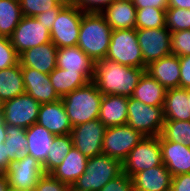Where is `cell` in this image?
Returning a JSON list of instances; mask_svg holds the SVG:
<instances>
[{"label": "cell", "mask_w": 190, "mask_h": 191, "mask_svg": "<svg viewBox=\"0 0 190 191\" xmlns=\"http://www.w3.org/2000/svg\"><path fill=\"white\" fill-rule=\"evenodd\" d=\"M146 69L130 67L109 58L94 61L92 81L102 95L131 97Z\"/></svg>", "instance_id": "obj_1"}, {"label": "cell", "mask_w": 190, "mask_h": 191, "mask_svg": "<svg viewBox=\"0 0 190 191\" xmlns=\"http://www.w3.org/2000/svg\"><path fill=\"white\" fill-rule=\"evenodd\" d=\"M112 28L101 13L84 12L77 46L93 61L106 57Z\"/></svg>", "instance_id": "obj_2"}, {"label": "cell", "mask_w": 190, "mask_h": 191, "mask_svg": "<svg viewBox=\"0 0 190 191\" xmlns=\"http://www.w3.org/2000/svg\"><path fill=\"white\" fill-rule=\"evenodd\" d=\"M103 95L93 81L61 98L72 126L99 118Z\"/></svg>", "instance_id": "obj_3"}, {"label": "cell", "mask_w": 190, "mask_h": 191, "mask_svg": "<svg viewBox=\"0 0 190 191\" xmlns=\"http://www.w3.org/2000/svg\"><path fill=\"white\" fill-rule=\"evenodd\" d=\"M122 173V163L106 154L88 158L85 172L71 186L78 191H99Z\"/></svg>", "instance_id": "obj_4"}, {"label": "cell", "mask_w": 190, "mask_h": 191, "mask_svg": "<svg viewBox=\"0 0 190 191\" xmlns=\"http://www.w3.org/2000/svg\"><path fill=\"white\" fill-rule=\"evenodd\" d=\"M128 118L126 124L144 137L160 136L165 122L163 106H150L128 97Z\"/></svg>", "instance_id": "obj_5"}, {"label": "cell", "mask_w": 190, "mask_h": 191, "mask_svg": "<svg viewBox=\"0 0 190 191\" xmlns=\"http://www.w3.org/2000/svg\"><path fill=\"white\" fill-rule=\"evenodd\" d=\"M106 58L119 64L146 69L136 29L112 30Z\"/></svg>", "instance_id": "obj_6"}, {"label": "cell", "mask_w": 190, "mask_h": 191, "mask_svg": "<svg viewBox=\"0 0 190 191\" xmlns=\"http://www.w3.org/2000/svg\"><path fill=\"white\" fill-rule=\"evenodd\" d=\"M83 13L74 4L60 10L50 31L51 41L57 48L77 46Z\"/></svg>", "instance_id": "obj_7"}, {"label": "cell", "mask_w": 190, "mask_h": 191, "mask_svg": "<svg viewBox=\"0 0 190 191\" xmlns=\"http://www.w3.org/2000/svg\"><path fill=\"white\" fill-rule=\"evenodd\" d=\"M162 154L158 137L145 136L122 162V172L130 178L141 171L162 165Z\"/></svg>", "instance_id": "obj_8"}, {"label": "cell", "mask_w": 190, "mask_h": 191, "mask_svg": "<svg viewBox=\"0 0 190 191\" xmlns=\"http://www.w3.org/2000/svg\"><path fill=\"white\" fill-rule=\"evenodd\" d=\"M144 136L126 125L107 127L105 130L102 153L119 160L121 163Z\"/></svg>", "instance_id": "obj_9"}, {"label": "cell", "mask_w": 190, "mask_h": 191, "mask_svg": "<svg viewBox=\"0 0 190 191\" xmlns=\"http://www.w3.org/2000/svg\"><path fill=\"white\" fill-rule=\"evenodd\" d=\"M40 105L24 93L1 104V117L6 125L27 129L37 123Z\"/></svg>", "instance_id": "obj_10"}, {"label": "cell", "mask_w": 190, "mask_h": 191, "mask_svg": "<svg viewBox=\"0 0 190 191\" xmlns=\"http://www.w3.org/2000/svg\"><path fill=\"white\" fill-rule=\"evenodd\" d=\"M143 62L150 63L171 55V32L165 27L156 29H136Z\"/></svg>", "instance_id": "obj_11"}, {"label": "cell", "mask_w": 190, "mask_h": 191, "mask_svg": "<svg viewBox=\"0 0 190 191\" xmlns=\"http://www.w3.org/2000/svg\"><path fill=\"white\" fill-rule=\"evenodd\" d=\"M18 55L24 51L52 42L50 32L35 17L23 16L9 37Z\"/></svg>", "instance_id": "obj_12"}, {"label": "cell", "mask_w": 190, "mask_h": 191, "mask_svg": "<svg viewBox=\"0 0 190 191\" xmlns=\"http://www.w3.org/2000/svg\"><path fill=\"white\" fill-rule=\"evenodd\" d=\"M106 128L99 119L73 126L70 133L73 146L88 158L102 154Z\"/></svg>", "instance_id": "obj_13"}, {"label": "cell", "mask_w": 190, "mask_h": 191, "mask_svg": "<svg viewBox=\"0 0 190 191\" xmlns=\"http://www.w3.org/2000/svg\"><path fill=\"white\" fill-rule=\"evenodd\" d=\"M44 174L42 164L30 155L10 161L6 169L8 184L16 189H35Z\"/></svg>", "instance_id": "obj_14"}, {"label": "cell", "mask_w": 190, "mask_h": 191, "mask_svg": "<svg viewBox=\"0 0 190 191\" xmlns=\"http://www.w3.org/2000/svg\"><path fill=\"white\" fill-rule=\"evenodd\" d=\"M21 70L25 93L32 96L40 104L53 103L61 99L51 84L49 74L30 67H21Z\"/></svg>", "instance_id": "obj_15"}, {"label": "cell", "mask_w": 190, "mask_h": 191, "mask_svg": "<svg viewBox=\"0 0 190 191\" xmlns=\"http://www.w3.org/2000/svg\"><path fill=\"white\" fill-rule=\"evenodd\" d=\"M37 123L55 136L70 134L73 127L61 99L41 104Z\"/></svg>", "instance_id": "obj_16"}, {"label": "cell", "mask_w": 190, "mask_h": 191, "mask_svg": "<svg viewBox=\"0 0 190 191\" xmlns=\"http://www.w3.org/2000/svg\"><path fill=\"white\" fill-rule=\"evenodd\" d=\"M57 49L52 42L30 48L19 55V63L21 67L50 74L57 67Z\"/></svg>", "instance_id": "obj_17"}, {"label": "cell", "mask_w": 190, "mask_h": 191, "mask_svg": "<svg viewBox=\"0 0 190 191\" xmlns=\"http://www.w3.org/2000/svg\"><path fill=\"white\" fill-rule=\"evenodd\" d=\"M162 162L172 176L190 173V147L174 143L159 136Z\"/></svg>", "instance_id": "obj_18"}, {"label": "cell", "mask_w": 190, "mask_h": 191, "mask_svg": "<svg viewBox=\"0 0 190 191\" xmlns=\"http://www.w3.org/2000/svg\"><path fill=\"white\" fill-rule=\"evenodd\" d=\"M146 73L167 90L180 87V61L177 55H169L150 63Z\"/></svg>", "instance_id": "obj_19"}, {"label": "cell", "mask_w": 190, "mask_h": 191, "mask_svg": "<svg viewBox=\"0 0 190 191\" xmlns=\"http://www.w3.org/2000/svg\"><path fill=\"white\" fill-rule=\"evenodd\" d=\"M136 12L132 0H115L101 14L112 30L136 29Z\"/></svg>", "instance_id": "obj_20"}, {"label": "cell", "mask_w": 190, "mask_h": 191, "mask_svg": "<svg viewBox=\"0 0 190 191\" xmlns=\"http://www.w3.org/2000/svg\"><path fill=\"white\" fill-rule=\"evenodd\" d=\"M172 174L164 164L134 174L132 185L143 191H171Z\"/></svg>", "instance_id": "obj_21"}, {"label": "cell", "mask_w": 190, "mask_h": 191, "mask_svg": "<svg viewBox=\"0 0 190 191\" xmlns=\"http://www.w3.org/2000/svg\"><path fill=\"white\" fill-rule=\"evenodd\" d=\"M128 97L119 95H103L100 103L99 120L106 127L126 125L128 113Z\"/></svg>", "instance_id": "obj_22"}, {"label": "cell", "mask_w": 190, "mask_h": 191, "mask_svg": "<svg viewBox=\"0 0 190 191\" xmlns=\"http://www.w3.org/2000/svg\"><path fill=\"white\" fill-rule=\"evenodd\" d=\"M87 161L88 157L83 155L73 146L62 163L50 174L59 181L72 186L73 183L85 172Z\"/></svg>", "instance_id": "obj_23"}, {"label": "cell", "mask_w": 190, "mask_h": 191, "mask_svg": "<svg viewBox=\"0 0 190 191\" xmlns=\"http://www.w3.org/2000/svg\"><path fill=\"white\" fill-rule=\"evenodd\" d=\"M57 67L71 73H94V61L78 46L58 48Z\"/></svg>", "instance_id": "obj_24"}, {"label": "cell", "mask_w": 190, "mask_h": 191, "mask_svg": "<svg viewBox=\"0 0 190 191\" xmlns=\"http://www.w3.org/2000/svg\"><path fill=\"white\" fill-rule=\"evenodd\" d=\"M165 120H190V104L187 89L177 87L166 91L163 104Z\"/></svg>", "instance_id": "obj_25"}, {"label": "cell", "mask_w": 190, "mask_h": 191, "mask_svg": "<svg viewBox=\"0 0 190 191\" xmlns=\"http://www.w3.org/2000/svg\"><path fill=\"white\" fill-rule=\"evenodd\" d=\"M55 135L38 123L26 129L27 153L41 164L46 161L47 154Z\"/></svg>", "instance_id": "obj_26"}, {"label": "cell", "mask_w": 190, "mask_h": 191, "mask_svg": "<svg viewBox=\"0 0 190 191\" xmlns=\"http://www.w3.org/2000/svg\"><path fill=\"white\" fill-rule=\"evenodd\" d=\"M51 84L60 98L92 81L93 73H71L56 67L49 74Z\"/></svg>", "instance_id": "obj_27"}, {"label": "cell", "mask_w": 190, "mask_h": 191, "mask_svg": "<svg viewBox=\"0 0 190 191\" xmlns=\"http://www.w3.org/2000/svg\"><path fill=\"white\" fill-rule=\"evenodd\" d=\"M167 89L148 73H144L131 97L150 106H163Z\"/></svg>", "instance_id": "obj_28"}, {"label": "cell", "mask_w": 190, "mask_h": 191, "mask_svg": "<svg viewBox=\"0 0 190 191\" xmlns=\"http://www.w3.org/2000/svg\"><path fill=\"white\" fill-rule=\"evenodd\" d=\"M25 93L21 65L0 70V103Z\"/></svg>", "instance_id": "obj_29"}, {"label": "cell", "mask_w": 190, "mask_h": 191, "mask_svg": "<svg viewBox=\"0 0 190 191\" xmlns=\"http://www.w3.org/2000/svg\"><path fill=\"white\" fill-rule=\"evenodd\" d=\"M22 17L19 0H0V36L10 37Z\"/></svg>", "instance_id": "obj_30"}, {"label": "cell", "mask_w": 190, "mask_h": 191, "mask_svg": "<svg viewBox=\"0 0 190 191\" xmlns=\"http://www.w3.org/2000/svg\"><path fill=\"white\" fill-rule=\"evenodd\" d=\"M72 147L73 142L70 134L55 136L46 161L42 164L45 174H50L58 167Z\"/></svg>", "instance_id": "obj_31"}, {"label": "cell", "mask_w": 190, "mask_h": 191, "mask_svg": "<svg viewBox=\"0 0 190 191\" xmlns=\"http://www.w3.org/2000/svg\"><path fill=\"white\" fill-rule=\"evenodd\" d=\"M7 138L4 141L8 150L9 162L19 160L28 155L26 129L12 125H6Z\"/></svg>", "instance_id": "obj_32"}, {"label": "cell", "mask_w": 190, "mask_h": 191, "mask_svg": "<svg viewBox=\"0 0 190 191\" xmlns=\"http://www.w3.org/2000/svg\"><path fill=\"white\" fill-rule=\"evenodd\" d=\"M160 136L166 141L190 147V120H165Z\"/></svg>", "instance_id": "obj_33"}, {"label": "cell", "mask_w": 190, "mask_h": 191, "mask_svg": "<svg viewBox=\"0 0 190 191\" xmlns=\"http://www.w3.org/2000/svg\"><path fill=\"white\" fill-rule=\"evenodd\" d=\"M166 26V9L146 7L137 9L136 29H156Z\"/></svg>", "instance_id": "obj_34"}, {"label": "cell", "mask_w": 190, "mask_h": 191, "mask_svg": "<svg viewBox=\"0 0 190 191\" xmlns=\"http://www.w3.org/2000/svg\"><path fill=\"white\" fill-rule=\"evenodd\" d=\"M166 27L171 33L190 30V9L167 8Z\"/></svg>", "instance_id": "obj_35"}, {"label": "cell", "mask_w": 190, "mask_h": 191, "mask_svg": "<svg viewBox=\"0 0 190 191\" xmlns=\"http://www.w3.org/2000/svg\"><path fill=\"white\" fill-rule=\"evenodd\" d=\"M23 16L35 17L59 5L55 0H19Z\"/></svg>", "instance_id": "obj_36"}, {"label": "cell", "mask_w": 190, "mask_h": 191, "mask_svg": "<svg viewBox=\"0 0 190 191\" xmlns=\"http://www.w3.org/2000/svg\"><path fill=\"white\" fill-rule=\"evenodd\" d=\"M171 53L178 57L190 55V30L171 33Z\"/></svg>", "instance_id": "obj_37"}, {"label": "cell", "mask_w": 190, "mask_h": 191, "mask_svg": "<svg viewBox=\"0 0 190 191\" xmlns=\"http://www.w3.org/2000/svg\"><path fill=\"white\" fill-rule=\"evenodd\" d=\"M19 63V55L12 46L9 37H0V70Z\"/></svg>", "instance_id": "obj_38"}, {"label": "cell", "mask_w": 190, "mask_h": 191, "mask_svg": "<svg viewBox=\"0 0 190 191\" xmlns=\"http://www.w3.org/2000/svg\"><path fill=\"white\" fill-rule=\"evenodd\" d=\"M69 185L54 178L51 174H44L35 187V191H67Z\"/></svg>", "instance_id": "obj_39"}, {"label": "cell", "mask_w": 190, "mask_h": 191, "mask_svg": "<svg viewBox=\"0 0 190 191\" xmlns=\"http://www.w3.org/2000/svg\"><path fill=\"white\" fill-rule=\"evenodd\" d=\"M115 0H73L76 5L83 12L101 13Z\"/></svg>", "instance_id": "obj_40"}, {"label": "cell", "mask_w": 190, "mask_h": 191, "mask_svg": "<svg viewBox=\"0 0 190 191\" xmlns=\"http://www.w3.org/2000/svg\"><path fill=\"white\" fill-rule=\"evenodd\" d=\"M132 186V179L122 172L119 176L110 180L99 191H130Z\"/></svg>", "instance_id": "obj_41"}, {"label": "cell", "mask_w": 190, "mask_h": 191, "mask_svg": "<svg viewBox=\"0 0 190 191\" xmlns=\"http://www.w3.org/2000/svg\"><path fill=\"white\" fill-rule=\"evenodd\" d=\"M180 61V87L190 88V55L179 57Z\"/></svg>", "instance_id": "obj_42"}, {"label": "cell", "mask_w": 190, "mask_h": 191, "mask_svg": "<svg viewBox=\"0 0 190 191\" xmlns=\"http://www.w3.org/2000/svg\"><path fill=\"white\" fill-rule=\"evenodd\" d=\"M63 7L64 5L59 4L57 7L52 8L51 11H46L35 16V19H37L40 23H43L44 27H46L50 32L58 13Z\"/></svg>", "instance_id": "obj_43"}, {"label": "cell", "mask_w": 190, "mask_h": 191, "mask_svg": "<svg viewBox=\"0 0 190 191\" xmlns=\"http://www.w3.org/2000/svg\"><path fill=\"white\" fill-rule=\"evenodd\" d=\"M171 191H190V173L173 176Z\"/></svg>", "instance_id": "obj_44"}, {"label": "cell", "mask_w": 190, "mask_h": 191, "mask_svg": "<svg viewBox=\"0 0 190 191\" xmlns=\"http://www.w3.org/2000/svg\"><path fill=\"white\" fill-rule=\"evenodd\" d=\"M132 2L137 9H143L146 7H154L160 9L168 8V0H132Z\"/></svg>", "instance_id": "obj_45"}, {"label": "cell", "mask_w": 190, "mask_h": 191, "mask_svg": "<svg viewBox=\"0 0 190 191\" xmlns=\"http://www.w3.org/2000/svg\"><path fill=\"white\" fill-rule=\"evenodd\" d=\"M168 8L190 9V0H168Z\"/></svg>", "instance_id": "obj_46"}, {"label": "cell", "mask_w": 190, "mask_h": 191, "mask_svg": "<svg viewBox=\"0 0 190 191\" xmlns=\"http://www.w3.org/2000/svg\"><path fill=\"white\" fill-rule=\"evenodd\" d=\"M0 163L7 169L9 165L8 150L4 143H0Z\"/></svg>", "instance_id": "obj_47"}, {"label": "cell", "mask_w": 190, "mask_h": 191, "mask_svg": "<svg viewBox=\"0 0 190 191\" xmlns=\"http://www.w3.org/2000/svg\"><path fill=\"white\" fill-rule=\"evenodd\" d=\"M5 132H6V124L3 121L2 117H0V143H4L5 139L7 138Z\"/></svg>", "instance_id": "obj_48"}, {"label": "cell", "mask_w": 190, "mask_h": 191, "mask_svg": "<svg viewBox=\"0 0 190 191\" xmlns=\"http://www.w3.org/2000/svg\"><path fill=\"white\" fill-rule=\"evenodd\" d=\"M9 188L7 176L0 177V191H8Z\"/></svg>", "instance_id": "obj_49"}, {"label": "cell", "mask_w": 190, "mask_h": 191, "mask_svg": "<svg viewBox=\"0 0 190 191\" xmlns=\"http://www.w3.org/2000/svg\"><path fill=\"white\" fill-rule=\"evenodd\" d=\"M55 1L64 6H68L73 3V0H55Z\"/></svg>", "instance_id": "obj_50"}, {"label": "cell", "mask_w": 190, "mask_h": 191, "mask_svg": "<svg viewBox=\"0 0 190 191\" xmlns=\"http://www.w3.org/2000/svg\"><path fill=\"white\" fill-rule=\"evenodd\" d=\"M6 176V168L0 163V177Z\"/></svg>", "instance_id": "obj_51"}, {"label": "cell", "mask_w": 190, "mask_h": 191, "mask_svg": "<svg viewBox=\"0 0 190 191\" xmlns=\"http://www.w3.org/2000/svg\"><path fill=\"white\" fill-rule=\"evenodd\" d=\"M8 191H35L34 189H16V188H9Z\"/></svg>", "instance_id": "obj_52"}, {"label": "cell", "mask_w": 190, "mask_h": 191, "mask_svg": "<svg viewBox=\"0 0 190 191\" xmlns=\"http://www.w3.org/2000/svg\"><path fill=\"white\" fill-rule=\"evenodd\" d=\"M187 97L189 99V104H190V88H187Z\"/></svg>", "instance_id": "obj_53"}, {"label": "cell", "mask_w": 190, "mask_h": 191, "mask_svg": "<svg viewBox=\"0 0 190 191\" xmlns=\"http://www.w3.org/2000/svg\"><path fill=\"white\" fill-rule=\"evenodd\" d=\"M130 191H143V190L137 189L136 187L132 186V188L130 189Z\"/></svg>", "instance_id": "obj_54"}, {"label": "cell", "mask_w": 190, "mask_h": 191, "mask_svg": "<svg viewBox=\"0 0 190 191\" xmlns=\"http://www.w3.org/2000/svg\"><path fill=\"white\" fill-rule=\"evenodd\" d=\"M67 191H78V190L73 189V188L70 186V188H69Z\"/></svg>", "instance_id": "obj_55"}]
</instances>
